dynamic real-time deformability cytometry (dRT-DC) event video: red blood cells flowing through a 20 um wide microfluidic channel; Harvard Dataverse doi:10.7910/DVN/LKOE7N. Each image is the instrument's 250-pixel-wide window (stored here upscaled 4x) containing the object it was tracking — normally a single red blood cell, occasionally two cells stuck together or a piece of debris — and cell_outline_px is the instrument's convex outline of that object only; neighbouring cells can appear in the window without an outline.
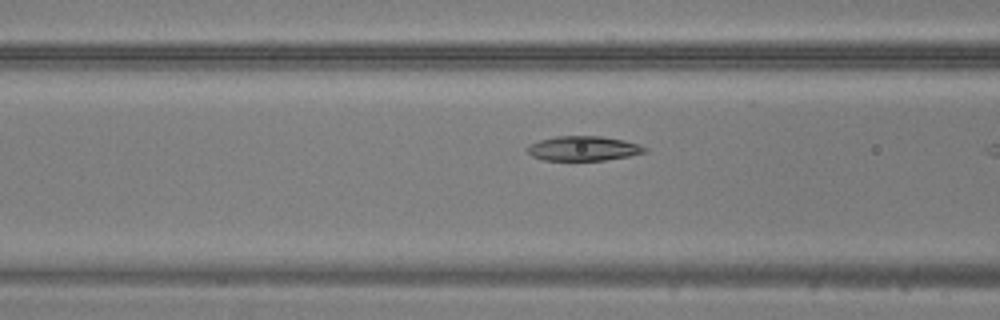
{"species": "common noctule bat (a hibernating species)", "species_latin": "Nyctalus noctula", "temperature_condition": "warm", "stored_images_in_passage": 12, "camera_frame_rate_fps": 3000, "um_per_image_px": 0.085, "animal": {"sex": "male", "body_mass_g": 20.5, "forearm_length_mm": 52.5}, "frame": {"image": 1, "passage_image": 10, "time_ms": 3.0, "image_size_px": [1000, 320], "cell_outline_px": [[648, 152], [628, 156], [604, 160], [544, 160], [532, 156], [524, 148], [528, 144], [540, 140], [556, 136], [600, 136], [624, 140], [640, 144], [648, 148]], "centroid_in_image_um": [49.59, 12.61], "position_along_channel_um": 117.0, "area_um2": 16.99}}